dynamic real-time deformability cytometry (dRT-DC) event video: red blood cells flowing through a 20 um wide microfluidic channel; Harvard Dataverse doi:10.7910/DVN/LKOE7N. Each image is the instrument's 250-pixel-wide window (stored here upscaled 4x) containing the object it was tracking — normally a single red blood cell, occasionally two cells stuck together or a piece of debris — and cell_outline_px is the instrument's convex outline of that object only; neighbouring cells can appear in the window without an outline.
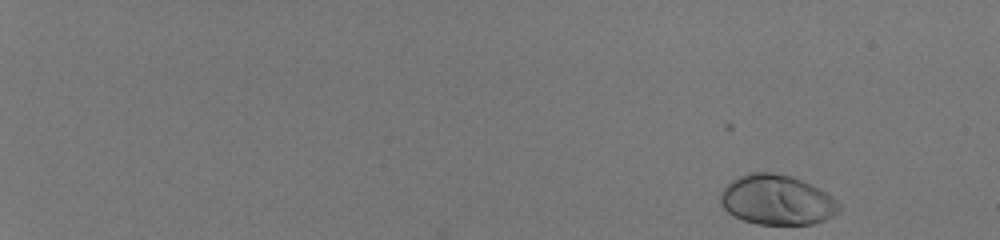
{"species": "human", "species_latin": "Homo sapiens", "temperature_condition": "room temperature", "stored_images_in_passage": 50, "camera_frame_rate_fps": 3000, "um_per_image_px": 0.085, "donor": {"sex": "male"}, "frame": {"image": 1, "passage_image": 1, "time_ms": 0.0, "image_size_px": [1000, 240], "cell_outline_px": [[840, 212], [824, 220], [812, 224], [756, 224], [732, 216], [720, 204], [720, 192], [732, 180], [748, 172], [772, 172], [792, 176], [824, 192], [836, 200], [840, 204]], "centroid_in_image_um": [66.0, 17.0], "position_along_channel_um": 19.0, "area_um2": 34.39}}
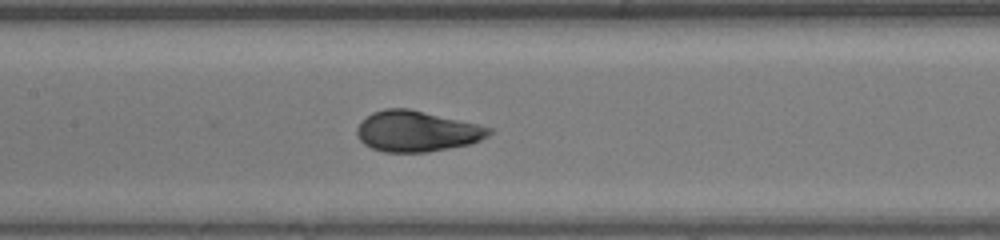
{"frame": {"image": 2, "passage_image": 28, "time_ms": 9.0, "image_size_px": [1000, 240], "cell_outline_px": [[492, 132], [488, 136], [472, 144], [428, 152], [384, 152], [372, 148], [364, 144], [356, 136], [356, 128], [360, 120], [372, 112], [384, 108], [408, 108], [476, 124], [492, 128]], "centroid_in_image_um": [35.38, 11.16], "position_along_channel_um": 172.0, "area_um2": 31.5}}
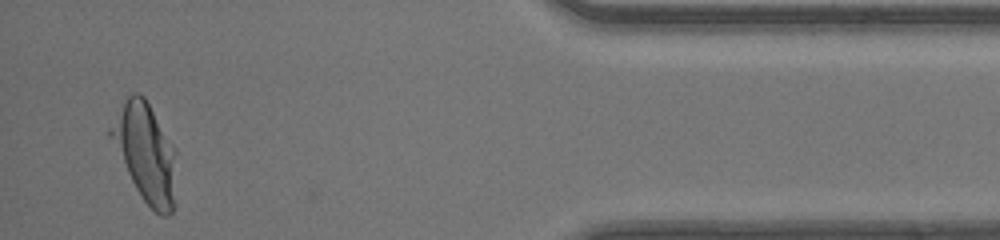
{"frame": {"image": 3, "passage_image": 49, "time_ms": 16.0, "image_size_px": [1000, 240], "cell_outline_px": [[176, 152], [172, 212], [168, 216], [160, 216], [144, 200], [136, 188], [108, 136], [108, 128], [128, 96], [136, 92], [144, 96], [176, 148]], "centroid_in_image_um": [12.36, 12.95], "position_along_channel_um": 422.8, "area_um2": 36.7}, "authors_computed_cell_mechanics": {"area_um2": 32.1368, "velocity_mm_per_s": 4.1444, "shape_relaxation_time_tau1_ms": 2.7718, "shape_relaxation_time_tau2_ms": null, "deformation_change_tau1": 0.1705, "deformation_change_tau2": null}}